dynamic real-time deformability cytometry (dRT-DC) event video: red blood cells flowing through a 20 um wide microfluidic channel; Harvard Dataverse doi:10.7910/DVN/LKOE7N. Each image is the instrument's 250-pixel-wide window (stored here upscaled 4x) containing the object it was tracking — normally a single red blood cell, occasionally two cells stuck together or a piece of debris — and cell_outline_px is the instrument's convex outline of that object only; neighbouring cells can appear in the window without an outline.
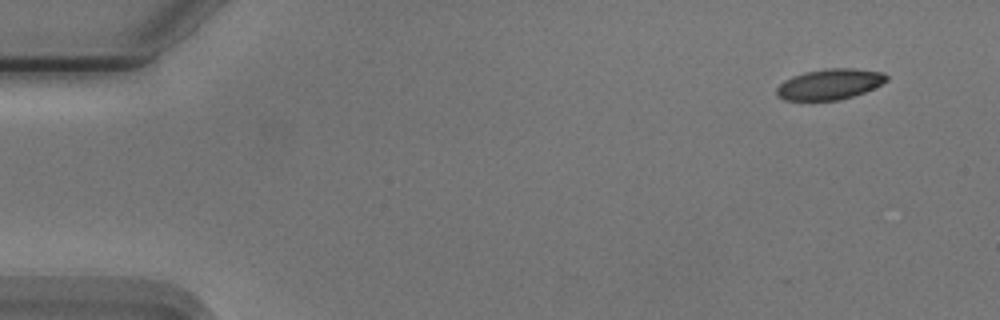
{"species": "Egyptian fruit bat (a non-hibernating species)", "species_latin": "Rousettus aegyptiacus", "temperature_condition": "cold", "stored_images_in_passage": 7, "camera_frame_rate_fps": 3000, "um_per_image_px": 0.085, "animal": {"sex": "male"}, "frame": {"image": 1, "passage_image": 1, "time_ms": 0.0, "image_size_px": [1000, 320], "cell_outline_px": [[888, 80], [864, 92], [840, 100], [784, 100], [776, 96], [776, 88], [784, 80], [792, 76], [804, 72], [828, 68], [856, 68], [884, 72], [888, 76]], "centroid_in_image_um": [70.51, 7.15], "position_along_channel_um": 14.5, "area_um2": 19.71}}